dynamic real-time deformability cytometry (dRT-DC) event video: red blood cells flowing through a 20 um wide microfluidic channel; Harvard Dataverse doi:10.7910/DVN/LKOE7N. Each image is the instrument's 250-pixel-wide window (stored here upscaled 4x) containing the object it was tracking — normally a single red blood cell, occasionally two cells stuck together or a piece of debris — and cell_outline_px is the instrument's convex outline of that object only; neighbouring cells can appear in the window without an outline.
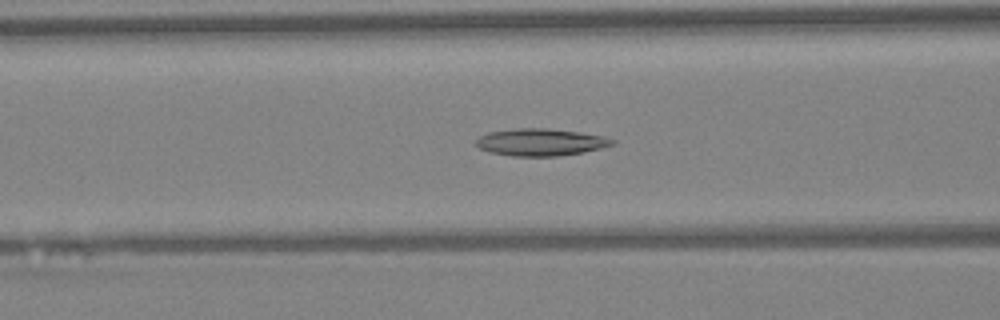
{"species": "Egyptian fruit bat (a non-hibernating species)", "species_latin": "Rousettus aegyptiacus", "temperature_condition": "warm", "stored_images_in_passage": 46, "camera_frame_rate_fps": 3000, "um_per_image_px": 0.085, "animal": {"sex": "female"}, "frame": {"image": 1, "passage_image": 18, "time_ms": 5.667, "image_size_px": [1000, 320], "cell_outline_px": [[616, 144], [600, 148], [580, 152], [556, 156], [512, 156], [488, 152], [472, 144], [480, 136], [488, 132], [516, 128], [544, 128], [580, 132], [604, 136], [616, 140]], "centroid_in_image_um": [45.92, 12.08], "position_along_channel_um": 120.7, "area_um2": 21.62}}
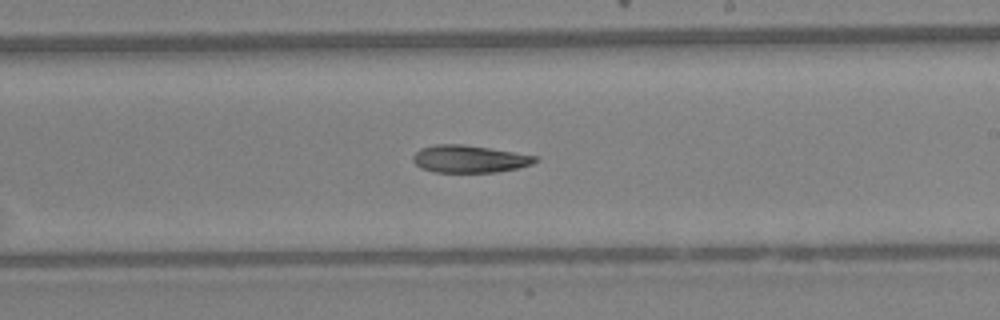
{"frame": {"image": 2, "passage_image": 27, "time_ms": 8.667, "image_size_px": [1000, 320], "cell_outline_px": [[540, 160], [532, 164], [516, 168], [496, 172], [436, 172], [420, 168], [412, 160], [412, 156], [420, 148], [436, 144], [460, 144], [488, 148], [540, 156]], "centroid_in_image_um": [39.91, 13.51], "position_along_channel_um": 249.1, "area_um2": 19.54}}
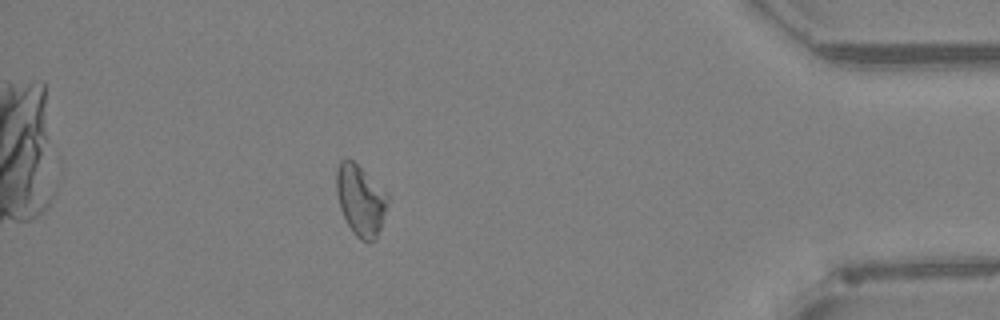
{"frame": {"image": 3, "passage_image": 41, "time_ms": 13.333, "image_size_px": [1000, 320], "cell_outline_px": [[388, 200], [380, 228], [376, 240], [360, 240], [352, 232], [340, 208], [336, 192], [336, 168], [340, 160], [348, 156], [388, 196]], "centroid_in_image_um": [30.59, 17.01], "position_along_channel_um": 404.6, "area_um2": 20.63}}